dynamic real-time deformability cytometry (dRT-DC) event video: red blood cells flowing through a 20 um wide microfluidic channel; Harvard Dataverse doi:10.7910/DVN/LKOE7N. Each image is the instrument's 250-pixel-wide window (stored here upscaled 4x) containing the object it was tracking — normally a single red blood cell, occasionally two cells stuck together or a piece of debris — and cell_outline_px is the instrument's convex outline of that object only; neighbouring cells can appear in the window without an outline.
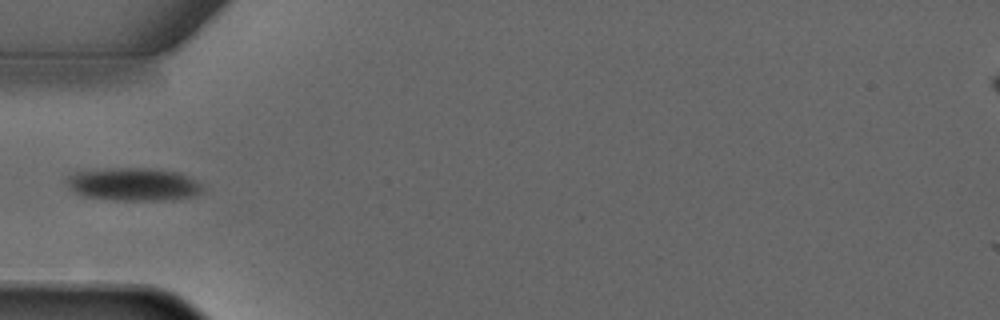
{"species": "common noctule bat (a hibernating species)", "species_latin": "Nyctalus noctula", "temperature_condition": "warm", "stored_images_in_passage": 2, "camera_frame_rate_fps": 3000, "um_per_image_px": 0.085, "animal": {"sex": "male", "forearm_length_mm": 52.5}, "frame": {"image": 1, "passage_image": 2, "time_ms": 1.667, "image_size_px": [1000, 320], "cell_outline_px": [[204, 188], [196, 196], [172, 200], [116, 200], [84, 196], [76, 192], [64, 180], [68, 176], [76, 172], [108, 168], [152, 168], [176, 172], [188, 176], [200, 184]], "centroid_in_image_um": [11.37, 15.67], "position_along_channel_um": 73.6, "area_um2": 26.01}}